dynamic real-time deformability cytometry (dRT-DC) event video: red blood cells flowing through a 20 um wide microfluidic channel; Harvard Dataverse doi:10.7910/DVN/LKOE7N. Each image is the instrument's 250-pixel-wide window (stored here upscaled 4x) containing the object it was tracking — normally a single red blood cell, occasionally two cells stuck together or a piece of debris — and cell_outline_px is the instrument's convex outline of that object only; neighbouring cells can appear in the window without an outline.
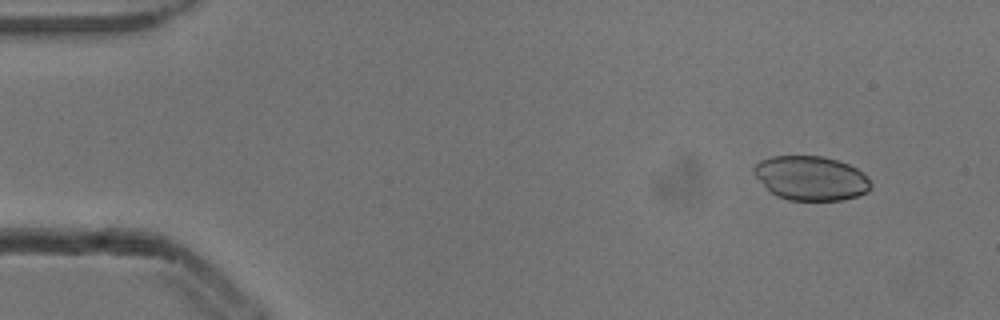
{"species": "common noctule bat (a hibernating species)", "species_latin": "Nyctalus noctula", "temperature_condition": "cold", "stored_images_in_passage": 6, "camera_frame_rate_fps": 3000, "um_per_image_px": 0.085, "animal": {"sex": "male", "body_mass_g": 13.3}, "frame": {"image": 1, "passage_image": 2, "time_ms": 0.333, "image_size_px": [1000, 320], "cell_outline_px": [[872, 188], [868, 192], [856, 196], [840, 200], [788, 200], [776, 196], [752, 172], [752, 168], [760, 160], [772, 156], [824, 156], [848, 164], [856, 168], [872, 184]], "centroid_in_image_um": [68.92, 15.14], "position_along_channel_um": 16.1, "area_um2": 29.94}}